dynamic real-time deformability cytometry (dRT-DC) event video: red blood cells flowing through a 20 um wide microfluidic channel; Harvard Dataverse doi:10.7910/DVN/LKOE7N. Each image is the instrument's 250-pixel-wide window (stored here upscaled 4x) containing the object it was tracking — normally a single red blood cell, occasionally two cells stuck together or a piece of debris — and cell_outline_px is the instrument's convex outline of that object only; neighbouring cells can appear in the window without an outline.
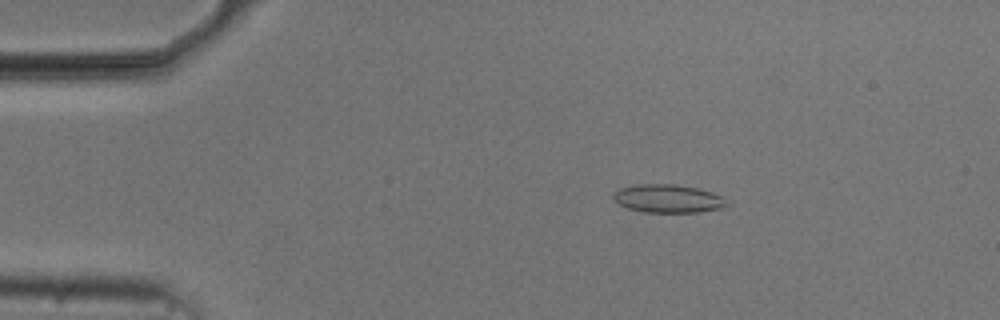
{"species": "common noctule bat (a hibernating species)", "species_latin": "Nyctalus noctula", "temperature_condition": "cold", "stored_images_in_passage": 54, "camera_frame_rate_fps": 3000, "um_per_image_px": 0.085, "animal": {"sex": "male", "body_mass_g": 20.5, "forearm_length_mm": 52.5}, "frame": {"image": 1, "passage_image": 10, "time_ms": 3.0, "image_size_px": [1000, 320], "cell_outline_px": [[728, 204], [724, 208], [700, 212], [644, 212], [628, 208], [620, 204], [612, 196], [620, 188], [640, 184], [672, 184], [696, 188], [712, 192], [720, 196]], "centroid_in_image_um": [56.8, 16.89], "position_along_channel_um": 28.2, "area_um2": 18.38}}
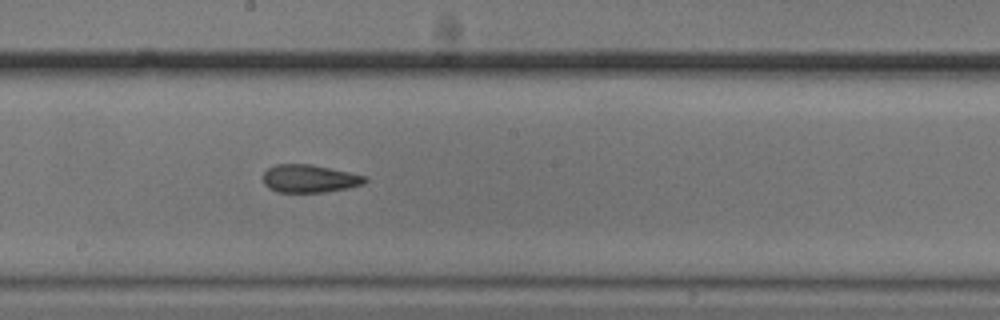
{"frame": {"image": 2, "passage_image": 30, "time_ms": 9.667, "image_size_px": [1000, 320], "cell_outline_px": [[368, 180], [364, 184], [348, 188], [324, 192], [276, 192], [268, 188], [264, 184], [264, 172], [268, 168], [276, 164], [312, 164], [348, 172], [364, 176]], "centroid_in_image_um": [26.29, 15.18], "position_along_channel_um": 221.9, "area_um2": 16.53}}
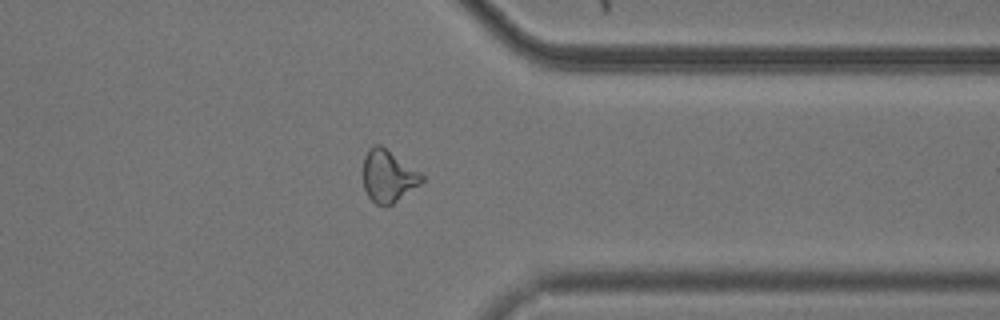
{"frame": {"image": 3, "passage_image": 43, "time_ms": 14.0, "image_size_px": [1000, 320], "cell_outline_px": [[424, 180], [420, 184], [392, 204], [376, 204], [368, 196], [364, 188], [364, 156], [368, 148], [372, 144], [380, 144], [420, 172], [424, 176]], "centroid_in_image_um": [32.99, 14.94], "position_along_channel_um": 378.4, "area_um2": 17.57}, "authors_computed_cell_mechanics": {"area_um2": 17.9469, "velocity_mm_per_s": 3.7493, "shape_relaxation_time_tau1_ms": null, "shape_relaxation_time_tau2_ms": 2.3584, "deformation_change_tau1": null, "deformation_change_tau2": 0.1011}}